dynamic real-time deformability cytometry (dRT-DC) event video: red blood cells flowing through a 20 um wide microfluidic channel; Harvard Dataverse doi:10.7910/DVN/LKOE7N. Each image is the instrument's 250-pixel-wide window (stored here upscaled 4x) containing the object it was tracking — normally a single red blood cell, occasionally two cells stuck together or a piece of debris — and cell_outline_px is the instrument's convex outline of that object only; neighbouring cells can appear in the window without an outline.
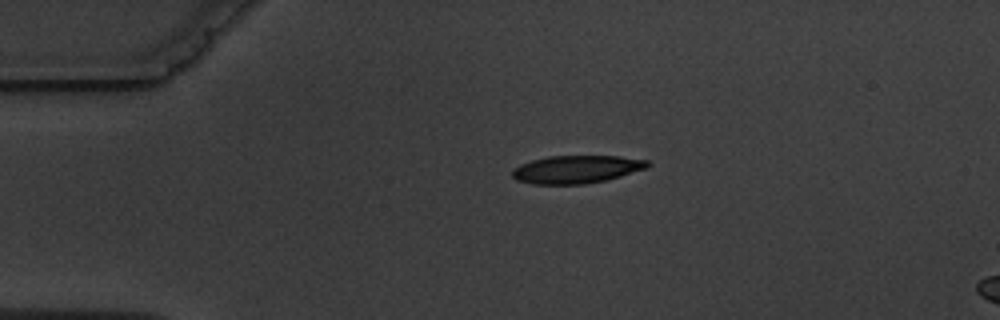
{"species": "common noctule bat (a hibernating species)", "species_latin": "Nyctalus noctula", "temperature_condition": "warm", "stored_images_in_passage": 3, "segment_of_instrument_passage": [1, 2], "camera_frame_rate_fps": 3000, "um_per_image_px": 0.085, "animal": {"sex": "male", "body_mass_g": 19.5, "forearm_length_mm": 54.6}, "frame": {"image": 1, "passage_image": 1, "time_ms": 0.0, "image_size_px": [1000, 320], "cell_outline_px": [[652, 164], [648, 168], [608, 180], [584, 184], [532, 184], [516, 180], [512, 176], [512, 168], [520, 164], [532, 160], [548, 156], [620, 156], [648, 160]], "centroid_in_image_um": [49.02, 14.39], "position_along_channel_um": 36.0, "area_um2": 22.25}}